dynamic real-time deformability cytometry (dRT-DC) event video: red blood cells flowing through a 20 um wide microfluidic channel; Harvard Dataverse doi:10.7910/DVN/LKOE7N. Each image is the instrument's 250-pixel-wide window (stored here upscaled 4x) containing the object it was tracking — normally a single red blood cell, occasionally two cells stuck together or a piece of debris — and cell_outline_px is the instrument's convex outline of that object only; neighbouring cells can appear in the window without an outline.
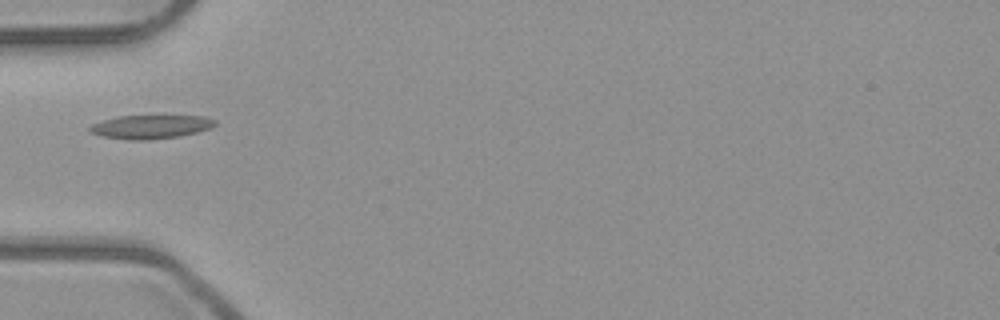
{"species": "common noctule bat (a hibernating species)", "species_latin": "Nyctalus noctula", "temperature_condition": "room temperature", "stored_images_in_passage": 3, "camera_frame_rate_fps": 3000, "um_per_image_px": 0.085, "animal": {"sex": "male", "body_mass_g": 23.1, "forearm_length_mm": 52.7}, "frame": {"image": 1, "passage_image": 2, "time_ms": 0.333, "image_size_px": [1000, 320], "cell_outline_px": [[216, 124], [208, 128], [196, 132], [180, 136], [144, 140], [132, 140], [104, 136], [92, 132], [88, 128], [92, 124], [116, 116], [204, 116], [216, 120]], "centroid_in_image_um": [12.82, 10.77], "position_along_channel_um": 72.2, "area_um2": 16.94}}
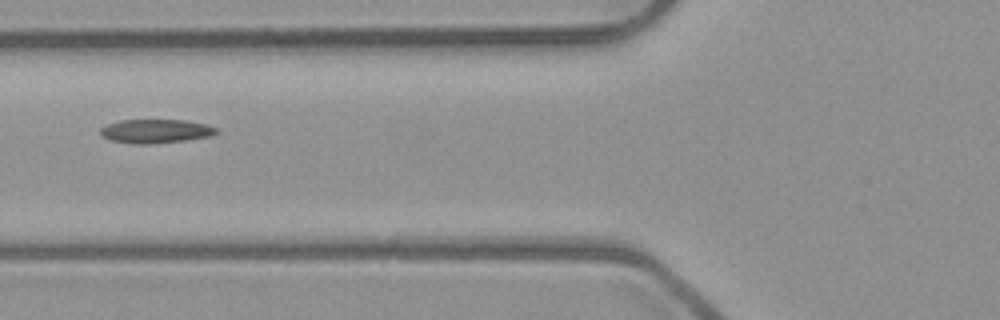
{"frame": {"image": 2, "passage_image": 3, "time_ms": 0.667, "image_size_px": [1000, 320], "cell_outline_px": [[216, 132], [208, 136], [184, 140], [144, 144], [136, 144], [112, 140], [100, 136], [100, 128], [108, 124], [120, 120], [184, 120], [204, 124], [216, 128]], "centroid_in_image_um": [13.15, 11.14], "position_along_channel_um": 112.6, "area_um2": 15.72}}